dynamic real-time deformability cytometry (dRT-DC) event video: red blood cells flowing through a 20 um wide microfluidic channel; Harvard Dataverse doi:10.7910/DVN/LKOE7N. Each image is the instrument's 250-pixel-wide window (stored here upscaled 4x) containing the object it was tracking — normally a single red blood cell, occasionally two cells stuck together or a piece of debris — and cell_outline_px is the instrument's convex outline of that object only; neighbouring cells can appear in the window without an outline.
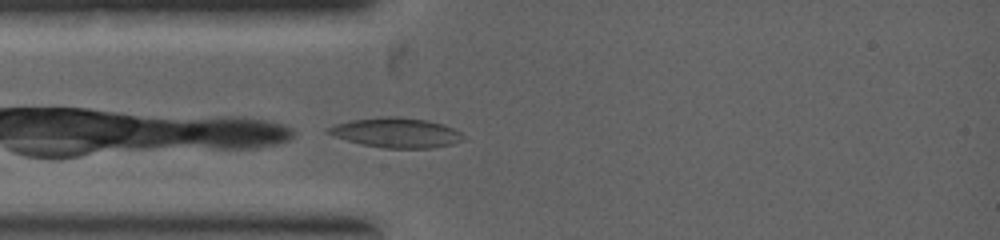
{"species": "common noctule bat (a hibernating species)", "species_latin": "Nyctalus noctula", "temperature_condition": "warm", "stored_images_in_passage": 1, "camera_frame_rate_fps": 5000, "um_per_image_px": 0.085, "animal": {"sex": "female", "body_mass_g": 19.0, "forearm_length_mm": 53.3}, "frame": {"image": 1, "passage_image": 1, "time_ms": 0.0, "image_size_px": [1000, 240], "cell_outline_px": [[464, 136], [460, 140], [452, 144], [432, 148], [384, 148], [360, 144], [332, 136], [324, 132], [328, 128], [336, 124], [348, 120], [380, 116], [400, 116], [428, 120], [444, 124], [460, 132]], "centroid_in_image_um": [33.63, 11.26], "position_along_channel_um": 51.4, "area_um2": 23.7}}